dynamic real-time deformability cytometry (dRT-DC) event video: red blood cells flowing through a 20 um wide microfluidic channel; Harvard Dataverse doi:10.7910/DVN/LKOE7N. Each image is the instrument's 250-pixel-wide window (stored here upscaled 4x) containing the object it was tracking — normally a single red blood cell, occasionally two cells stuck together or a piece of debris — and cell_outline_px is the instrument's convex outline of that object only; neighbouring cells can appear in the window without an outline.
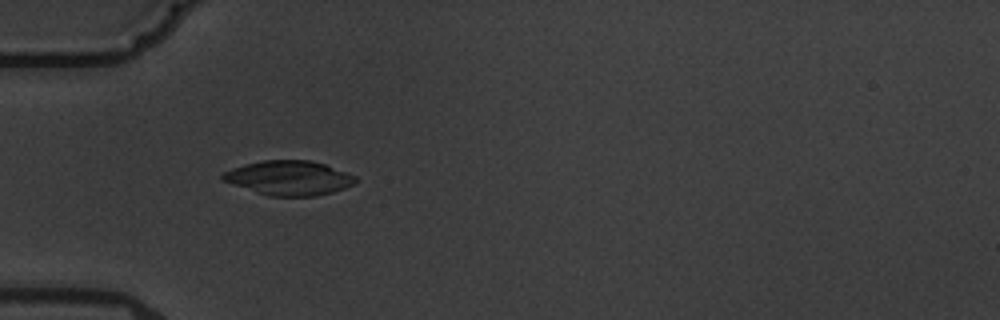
{"species": "common noctule bat (a hibernating species)", "species_latin": "Nyctalus noctula", "temperature_condition": "warm", "stored_images_in_passage": 3, "camera_frame_rate_fps": 3000, "um_per_image_px": 0.085, "animal": {"sex": "male", "body_mass_g": 19.5, "forearm_length_mm": 54.6}, "frame": {"image": 1, "passage_image": 2, "time_ms": 1.0, "image_size_px": [1000, 320], "cell_outline_px": [[356, 184], [332, 192], [316, 196], [268, 196], [256, 192], [224, 180], [220, 176], [224, 172], [232, 168], [244, 164], [264, 160], [308, 160], [324, 164], [348, 172], [356, 176]], "centroid_in_image_um": [24.6, 15.12], "position_along_channel_um": 60.4, "area_um2": 26.53}}
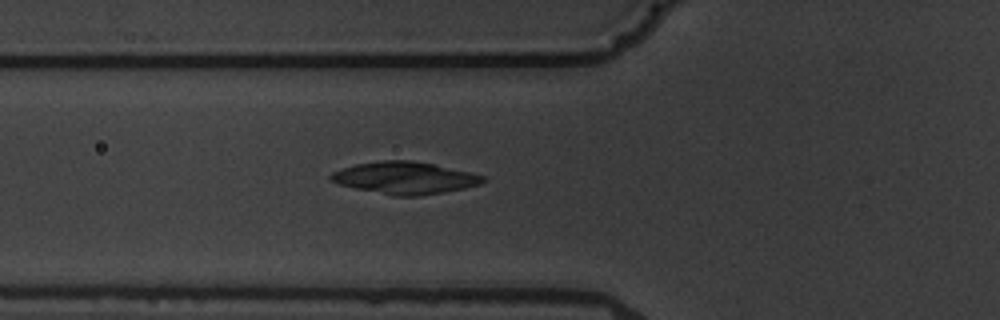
{"frame": {"image": 2, "passage_image": 3, "time_ms": 2.0, "image_size_px": [1000, 320], "cell_outline_px": [[488, 180], [480, 184], [464, 188], [444, 192], [420, 196], [396, 196], [356, 188], [340, 184], [332, 180], [328, 176], [332, 172], [356, 164], [380, 160], [412, 160], [472, 172], [484, 176]], "centroid_in_image_um": [34.45, 15.11], "position_along_channel_um": 91.3, "area_um2": 28.32}}